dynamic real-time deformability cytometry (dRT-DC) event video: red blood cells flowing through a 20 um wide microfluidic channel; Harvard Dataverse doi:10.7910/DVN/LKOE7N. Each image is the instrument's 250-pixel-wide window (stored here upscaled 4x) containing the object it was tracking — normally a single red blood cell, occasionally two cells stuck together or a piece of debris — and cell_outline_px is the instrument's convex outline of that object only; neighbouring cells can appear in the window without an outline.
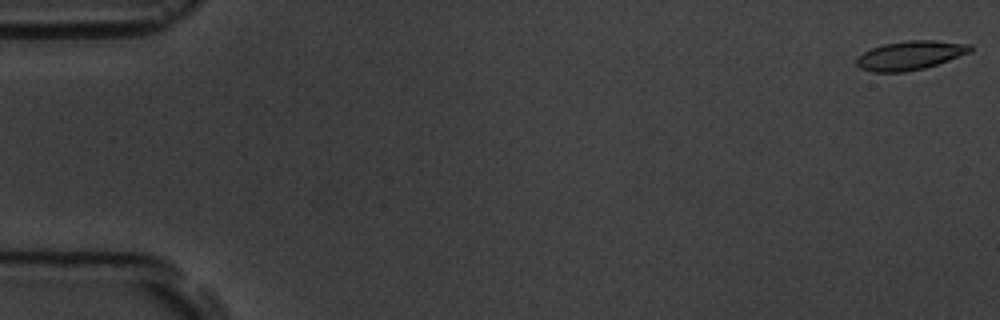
{"species": "common noctule bat (a hibernating species)", "species_latin": "Nyctalus noctula", "temperature_condition": "room temperature", "stored_images_in_passage": 5, "camera_frame_rate_fps": 3000, "um_per_image_px": 0.085, "animal": {"sex": "male", "body_mass_g": 19.5, "forearm_length_mm": 54.6}, "frame": {"image": 1, "passage_image": 1, "time_ms": 0.0, "image_size_px": [1000, 320], "cell_outline_px": [[972, 52], [924, 68], [904, 72], [872, 72], [860, 68], [856, 64], [856, 60], [864, 52], [872, 48], [884, 44], [908, 40], [936, 40], [972, 44]], "centroid_in_image_um": [77.39, 4.7], "position_along_channel_um": 7.6, "area_um2": 19.13}}
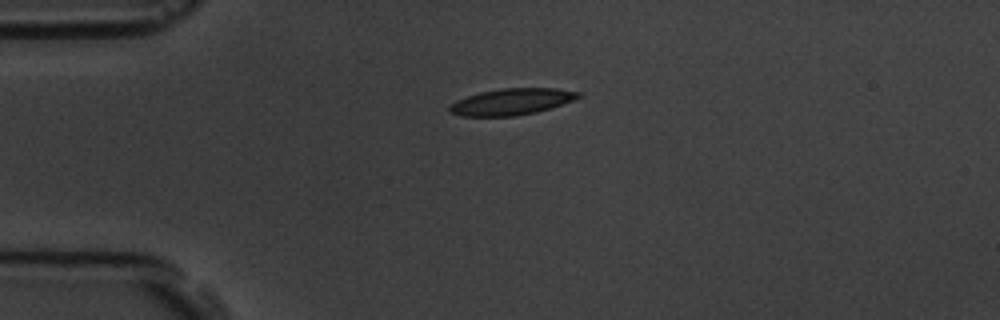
{"frame": {"image": 2, "passage_image": 4, "time_ms": 4.333, "image_size_px": [1000, 320], "cell_outline_px": [[580, 96], [572, 100], [536, 112], [516, 116], [460, 116], [448, 112], [448, 108], [456, 100], [480, 92], [500, 88], [556, 88], [580, 92]], "centroid_in_image_um": [43.43, 8.64], "position_along_channel_um": 41.6, "area_um2": 19.65}}